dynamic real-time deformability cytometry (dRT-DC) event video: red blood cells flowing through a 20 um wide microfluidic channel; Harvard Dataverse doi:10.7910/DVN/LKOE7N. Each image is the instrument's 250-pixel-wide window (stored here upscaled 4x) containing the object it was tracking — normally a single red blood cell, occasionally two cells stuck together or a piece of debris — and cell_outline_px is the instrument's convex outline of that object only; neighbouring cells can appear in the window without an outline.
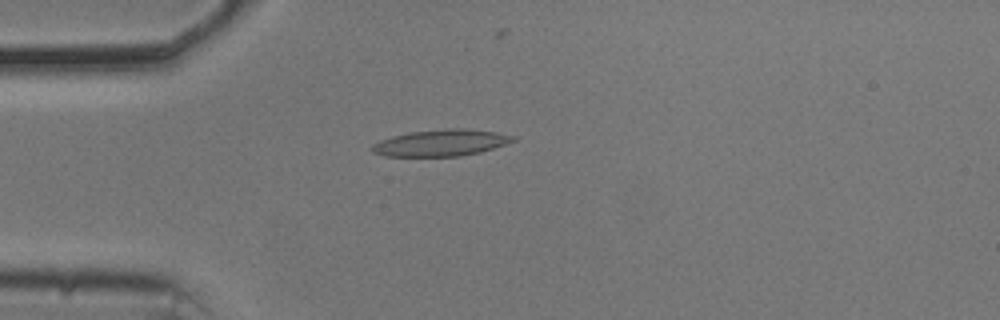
{"species": "common noctule bat (a hibernating species)", "species_latin": "Nyctalus noctula", "temperature_condition": "cold", "stored_images_in_passage": 35, "camera_frame_rate_fps": 3000, "um_per_image_px": 0.085, "animal": {"sex": "male", "body_mass_g": 20.5, "forearm_length_mm": 52.5}, "frame": {"image": 1, "passage_image": 5, "time_ms": 1.333, "image_size_px": [1000, 320], "cell_outline_px": [[516, 140], [480, 152], [460, 156], [384, 156], [372, 152], [372, 144], [380, 140], [392, 136], [408, 132], [444, 128], [464, 128], [496, 132], [516, 136]], "centroid_in_image_um": [37.46, 12.13], "position_along_channel_um": 47.5, "area_um2": 21.85}}
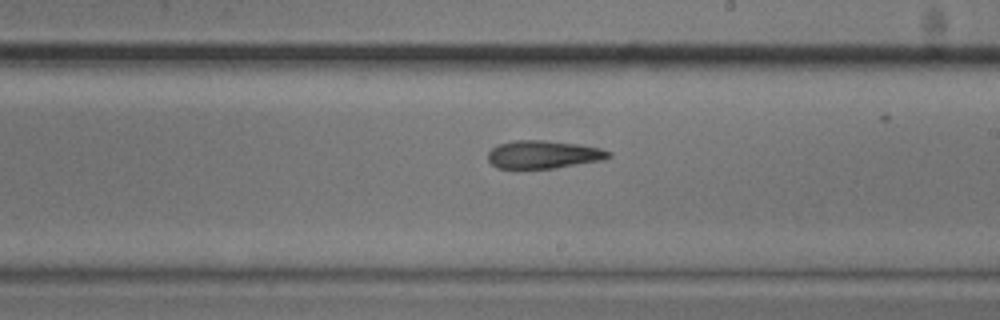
{"frame": {"image": 2, "passage_image": 22, "time_ms": 7.0, "image_size_px": [1000, 320], "cell_outline_px": [[612, 156], [600, 160], [552, 168], [496, 168], [488, 160], [488, 152], [496, 144], [512, 140], [544, 140], [580, 144], [600, 148], [612, 152]], "centroid_in_image_um": [46.15, 13.11], "position_along_channel_um": 242.8, "area_um2": 19.65}}
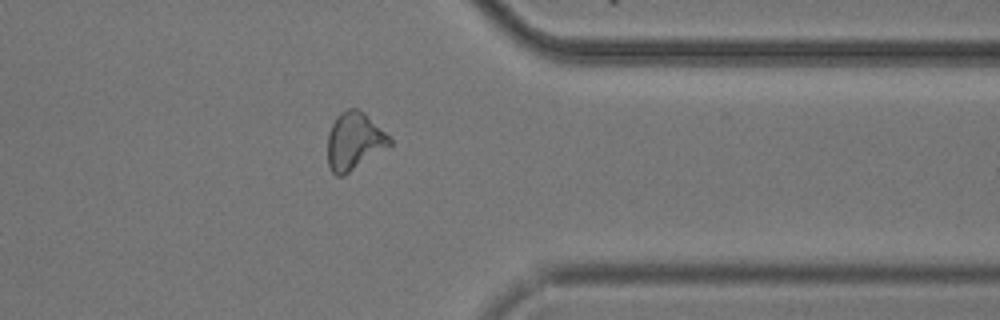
{"frame": {"image": 3, "passage_image": 34, "time_ms": 11.0, "image_size_px": [1000, 320], "cell_outline_px": [[392, 144], [344, 176], [336, 176], [332, 172], [328, 164], [328, 132], [336, 116], [340, 112], [348, 108], [356, 108], [364, 112], [392, 140]], "centroid_in_image_um": [30.08, 12.0], "position_along_channel_um": 381.3, "area_um2": 20.63}}